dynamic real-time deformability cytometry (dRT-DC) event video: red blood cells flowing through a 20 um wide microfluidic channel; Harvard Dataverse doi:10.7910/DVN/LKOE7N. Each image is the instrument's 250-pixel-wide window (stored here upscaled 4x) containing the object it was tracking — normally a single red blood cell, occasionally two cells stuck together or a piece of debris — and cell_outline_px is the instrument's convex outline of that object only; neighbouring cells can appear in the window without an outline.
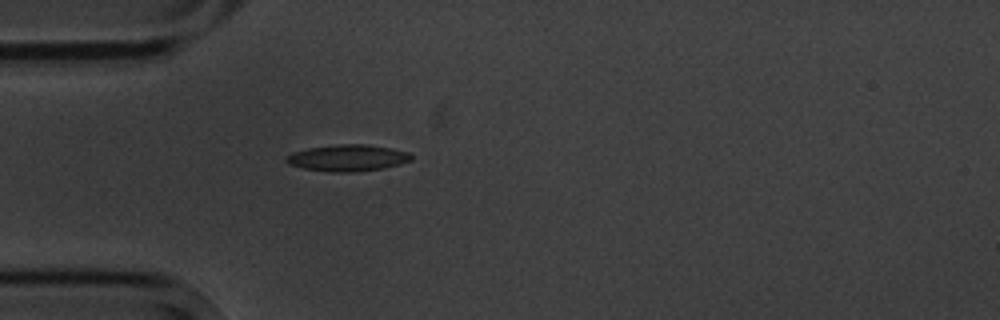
{"species": "common noctule bat (a hibernating species)", "species_latin": "Nyctalus noctula", "temperature_condition": "cold", "stored_images_in_passage": 1, "camera_frame_rate_fps": 3000, "um_per_image_px": 0.085, "animal": {"sex": "male", "body_mass_g": 20.1, "forearm_length_mm": 53.5}, "frame": {"image": 1, "passage_image": 1, "time_ms": 0.0, "image_size_px": [1000, 320], "cell_outline_px": [[412, 160], [400, 164], [384, 168], [352, 172], [332, 172], [304, 168], [288, 164], [284, 160], [284, 156], [292, 152], [308, 148], [340, 144], [368, 144], [392, 148], [408, 152], [412, 156]], "centroid_in_image_um": [29.54, 13.42], "position_along_channel_um": 55.5, "area_um2": 19.42}}